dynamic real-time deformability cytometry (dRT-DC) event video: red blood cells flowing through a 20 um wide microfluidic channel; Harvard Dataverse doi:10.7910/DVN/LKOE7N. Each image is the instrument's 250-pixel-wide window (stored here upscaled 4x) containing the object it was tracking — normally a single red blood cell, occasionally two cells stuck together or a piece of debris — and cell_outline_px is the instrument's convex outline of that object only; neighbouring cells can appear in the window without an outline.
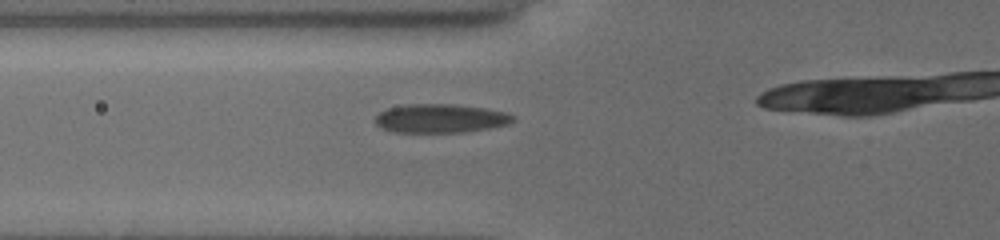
{"species": "common noctule bat (a hibernating species)", "species_latin": "Nyctalus noctula", "temperature_condition": "cold", "stored_images_in_passage": 10, "camera_frame_rate_fps": 3000, "um_per_image_px": 0.085, "animal": {"sex": "female", "body_mass_g": 19.5, "forearm_length_mm": 54.1}, "frame": {"image": 1, "passage_image": 2, "time_ms": 0.333, "image_size_px": [1000, 240], "cell_outline_px": [[516, 120], [508, 124], [488, 128], [464, 132], [396, 132], [384, 128], [376, 124], [376, 116], [380, 112], [388, 108], [404, 104], [452, 104], [484, 108], [504, 112], [512, 116]], "centroid_in_image_um": [37.43, 10.06], "position_along_channel_um": 88.4, "area_um2": 22.83}}
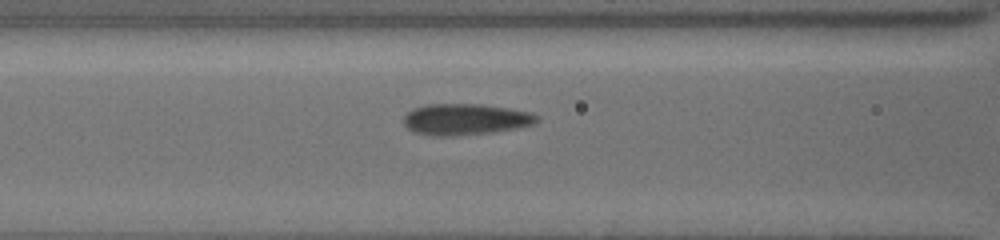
{"frame": {"image": 2, "passage_image": 5, "time_ms": 1.333, "image_size_px": [1000, 240], "cell_outline_px": [[536, 120], [532, 124], [516, 128], [492, 132], [452, 136], [432, 136], [416, 132], [408, 128], [404, 124], [404, 116], [412, 108], [428, 104], [480, 104], [508, 108], [528, 112], [536, 116]], "centroid_in_image_um": [39.49, 10.14], "position_along_channel_um": 127.1, "area_um2": 23.93}}
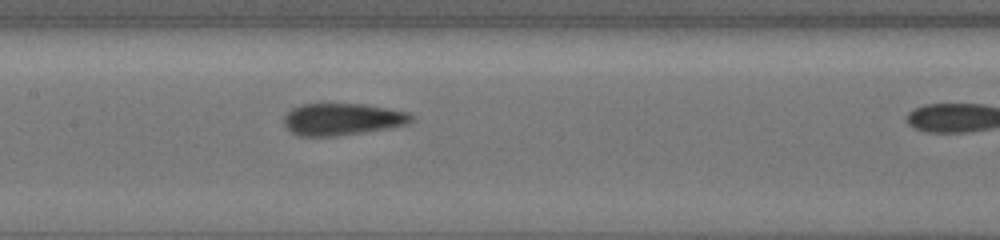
{"frame": {"image": 3, "passage_image": 9, "time_ms": 2.667, "image_size_px": [1000, 240], "cell_outline_px": [[416, 120], [408, 124], [388, 128], [336, 136], [300, 136], [292, 132], [284, 124], [284, 116], [292, 108], [304, 104], [364, 104], [408, 112]], "centroid_in_image_um": [29.11, 10.13], "position_along_channel_um": 178.3, "area_um2": 23.58}}